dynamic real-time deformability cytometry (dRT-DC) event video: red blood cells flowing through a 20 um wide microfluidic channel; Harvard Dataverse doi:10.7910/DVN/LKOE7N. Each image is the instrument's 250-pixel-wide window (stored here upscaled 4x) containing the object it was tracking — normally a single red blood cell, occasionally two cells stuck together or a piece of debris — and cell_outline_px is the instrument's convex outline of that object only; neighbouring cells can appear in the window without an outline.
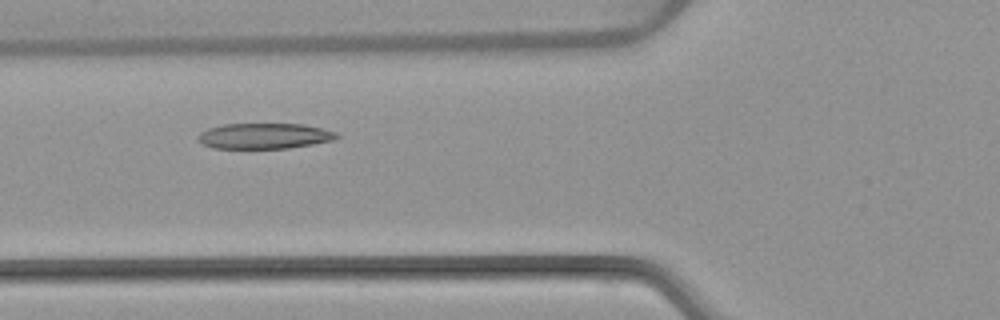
{"species": "common noctule bat (a hibernating species)", "species_latin": "Nyctalus noctula", "temperature_condition": "warm", "stored_images_in_passage": 7, "camera_frame_rate_fps": 3000, "um_per_image_px": 0.085, "animal": {"sex": "female", "body_mass_g": 22.7, "forearm_length_mm": 54.2}, "frame": {"image": 1, "passage_image": 5, "time_ms": 4.667, "image_size_px": [1000, 320], "cell_outline_px": [[340, 136], [332, 140], [312, 144], [288, 148], [212, 148], [204, 144], [196, 136], [200, 132], [208, 128], [224, 124], [304, 124], [336, 132]], "centroid_in_image_um": [22.45, 11.55], "position_along_channel_um": 103.3, "area_um2": 20.52}}
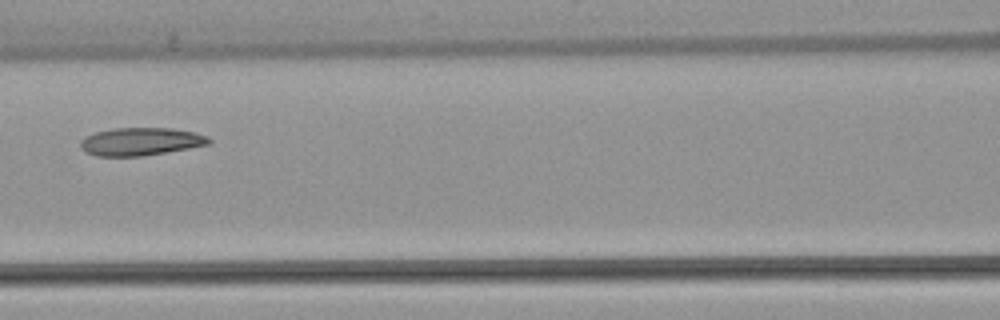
{"frame": {"image": 2, "passage_image": 6, "time_ms": 6.0, "image_size_px": [1000, 320], "cell_outline_px": [[212, 144], [140, 156], [96, 156], [84, 152], [80, 148], [80, 140], [84, 136], [96, 132], [116, 128], [172, 128], [192, 132], [208, 136], [212, 140]], "centroid_in_image_um": [11.93, 12.03], "position_along_channel_um": 154.7, "area_um2": 20.87}}
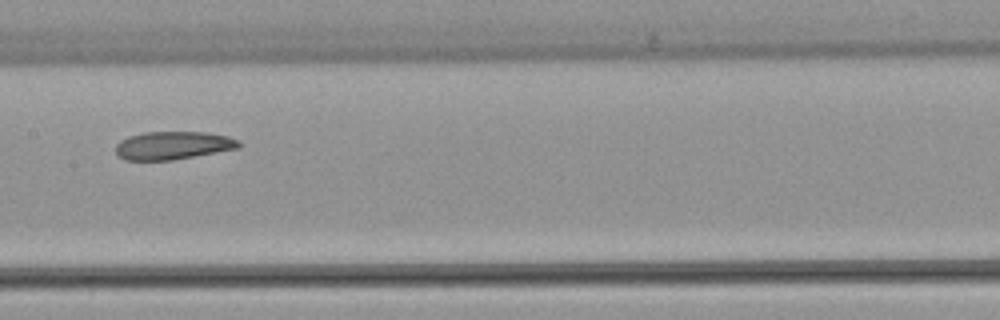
{"frame": {"image": 3, "passage_image": 7, "time_ms": 7.0, "image_size_px": [1000, 320], "cell_outline_px": [[240, 148], [172, 160], [124, 160], [116, 152], [116, 144], [120, 140], [128, 136], [144, 132], [204, 132], [228, 136], [240, 140]], "centroid_in_image_um": [14.71, 12.36], "position_along_channel_um": 192.7, "area_um2": 20.17}}